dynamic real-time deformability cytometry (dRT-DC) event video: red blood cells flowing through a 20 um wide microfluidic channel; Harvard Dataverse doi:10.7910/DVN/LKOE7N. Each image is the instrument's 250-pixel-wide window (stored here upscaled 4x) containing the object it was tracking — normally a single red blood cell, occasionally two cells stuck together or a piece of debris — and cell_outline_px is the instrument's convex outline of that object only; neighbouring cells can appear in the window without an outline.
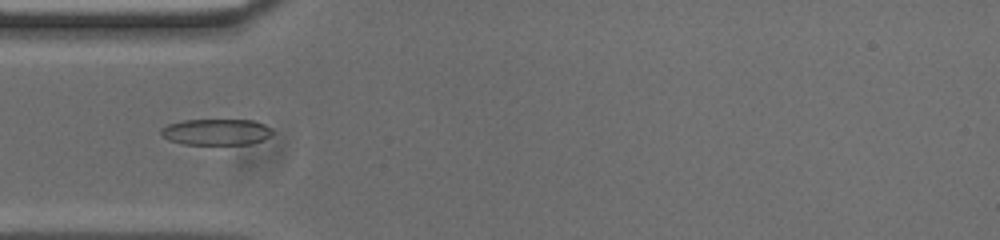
{"species": "common noctule bat (a hibernating species)", "species_latin": "Nyctalus noctula", "temperature_condition": "cold", "stored_images_in_passage": 53, "camera_frame_rate_fps": 3000, "um_per_image_px": 0.085, "animal": {"sex": "male", "body_mass_g": 20.0, "forearm_length_mm": 53.3}, "frame": {"image": 1, "passage_image": 15, "time_ms": 4.667, "image_size_px": [1000, 240], "cell_outline_px": [[272, 132], [264, 140], [252, 144], [184, 144], [168, 140], [160, 136], [160, 128], [168, 124], [184, 120], [252, 120], [264, 124], [272, 128]], "centroid_in_image_um": [18.35, 11.22], "position_along_channel_um": 66.6, "area_um2": 17.11}}
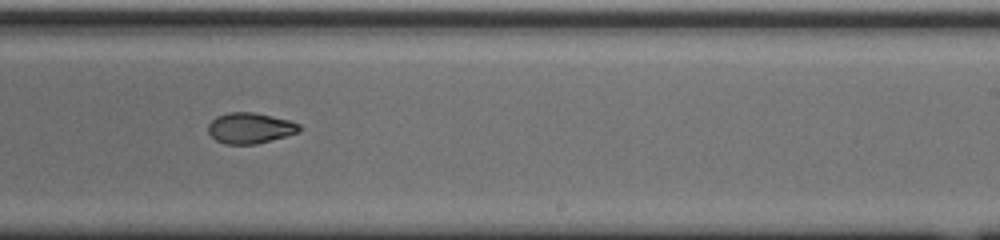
{"frame": {"image": 2, "passage_image": 31, "time_ms": 10.0, "image_size_px": [1000, 240], "cell_outline_px": [[304, 128], [300, 132], [256, 144], [224, 144], [216, 140], [208, 132], [208, 124], [216, 116], [228, 112], [256, 112], [288, 120], [300, 124]], "centroid_in_image_um": [21.27, 10.88], "position_along_channel_um": 267.7, "area_um2": 16.47}}
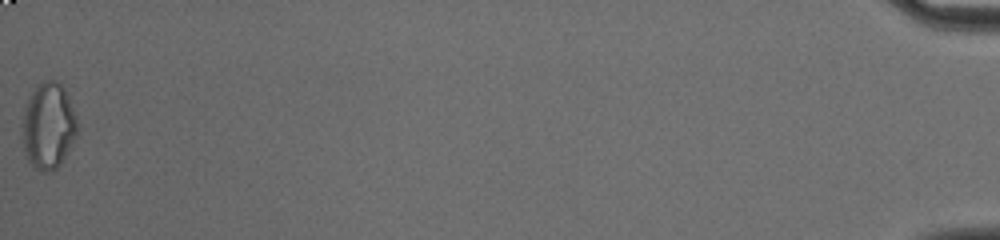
{"frame": {"image": 3, "passage_image": 53, "time_ms": 17.333, "image_size_px": [1000, 240], "cell_outline_px": [[76, 136], [60, 164], [52, 172], [40, 172], [28, 160], [24, 152], [20, 124], [24, 108], [32, 92], [44, 80], [56, 80], [64, 88], [68, 96], [76, 120]], "centroid_in_image_um": [4.06, 10.72], "position_along_channel_um": 431.1, "area_um2": 27.57}, "authors_computed_cell_mechanics": {"area_um2": 16.8198, "velocity_mm_per_s": 3.7602, "shape_relaxation_time_tau1_ms": 7.97, "shape_relaxation_time_tau2_ms": 2.8965, "deformation_change_tau1": 0.2115, "deformation_change_tau2": 0.0776}}